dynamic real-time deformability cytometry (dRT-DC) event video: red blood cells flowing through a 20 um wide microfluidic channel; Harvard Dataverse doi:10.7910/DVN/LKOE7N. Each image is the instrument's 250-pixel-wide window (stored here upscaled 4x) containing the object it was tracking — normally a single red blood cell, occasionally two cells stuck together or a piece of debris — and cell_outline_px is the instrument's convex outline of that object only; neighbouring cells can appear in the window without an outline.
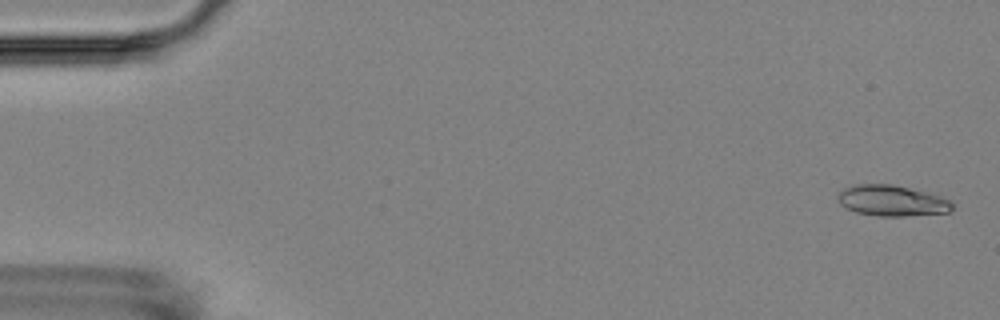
{"species": "Egyptian fruit bat (a non-hibernating species)", "species_latin": "Rousettus aegyptiacus", "temperature_condition": "room temperature", "stored_images_in_passage": 11, "camera_frame_rate_fps": 3000, "um_per_image_px": 0.085, "animal": {"sex": "female"}, "frame": {"image": 1, "passage_image": 1, "time_ms": 0.0, "image_size_px": [1000, 320], "cell_outline_px": [[952, 208], [948, 212], [904, 216], [876, 216], [856, 212], [840, 204], [836, 200], [836, 196], [844, 188], [852, 184], [892, 184], [940, 196], [948, 200], [952, 204]], "centroid_in_image_um": [75.74, 17.05], "position_along_channel_um": 9.3, "area_um2": 20.4}}
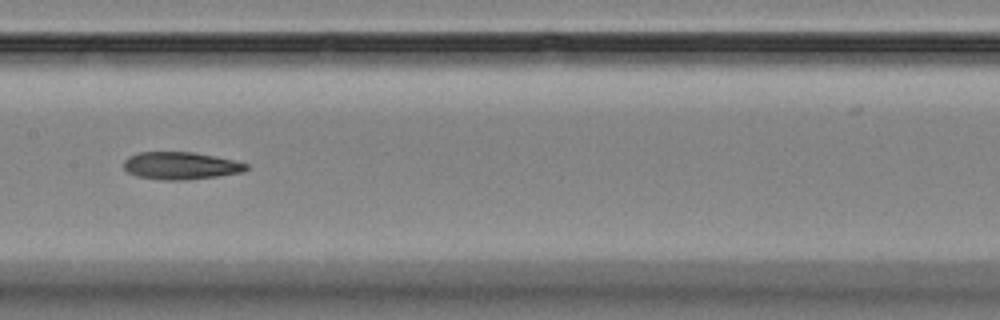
{"frame": {"image": 2, "passage_image": 9, "time_ms": 9.0, "image_size_px": [1000, 320], "cell_outline_px": [[248, 168], [244, 172], [220, 176], [184, 180], [164, 180], [136, 176], [128, 172], [124, 168], [124, 160], [128, 156], [140, 152], [192, 152], [232, 160], [248, 164]], "centroid_in_image_um": [15.35, 14.09], "position_along_channel_um": 192.1, "area_um2": 19.54}}
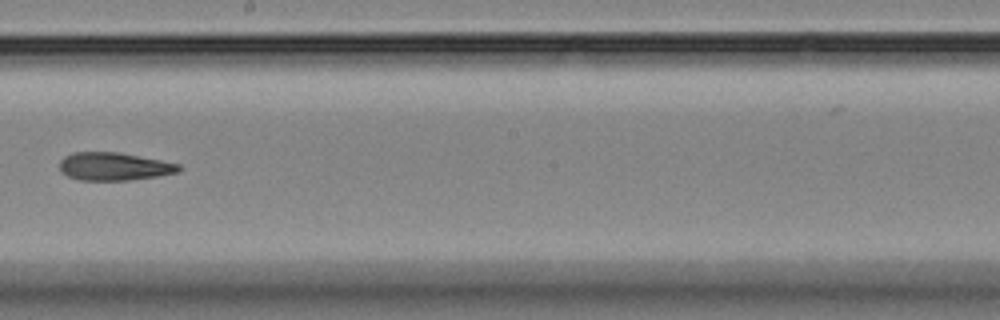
{"frame": {"image": 3, "passage_image": 10, "time_ms": 10.333, "image_size_px": [1000, 320], "cell_outline_px": [[180, 172], [156, 176], [128, 180], [80, 180], [68, 176], [60, 172], [60, 160], [64, 156], [72, 152], [120, 152], [180, 164]], "centroid_in_image_um": [9.67, 14.14], "position_along_channel_um": 238.5, "area_um2": 19.42}}